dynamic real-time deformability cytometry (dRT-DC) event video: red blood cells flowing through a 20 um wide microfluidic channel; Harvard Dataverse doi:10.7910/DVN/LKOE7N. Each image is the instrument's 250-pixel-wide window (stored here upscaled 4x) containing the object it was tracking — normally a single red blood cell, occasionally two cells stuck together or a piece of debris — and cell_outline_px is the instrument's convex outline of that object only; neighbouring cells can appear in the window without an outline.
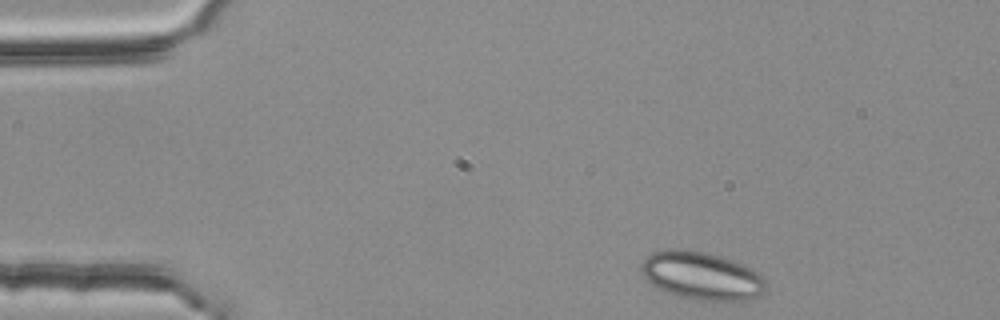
{"species": "common noctule bat (a hibernating species)", "species_latin": "Nyctalus noctula", "temperature_condition": "room temperature", "stored_images_in_passage": 44, "camera_frame_rate_fps": 3000, "um_per_image_px": 0.085, "animal": {"sex": "female", "body_mass_g": 25.1}, "frame": {"image": 1, "passage_image": 1, "time_ms": 0.0, "image_size_px": [1000, 320], "cell_outline_px": [[768, 284], [764, 292], [756, 296], [744, 300], [692, 300], [676, 296], [656, 288], [640, 272], [640, 264], [652, 252], [676, 248], [684, 248], [704, 252], [732, 260], [752, 268]], "centroid_in_image_um": [59.6, 23.44], "position_along_channel_um": 25.4, "area_um2": 34.85}}
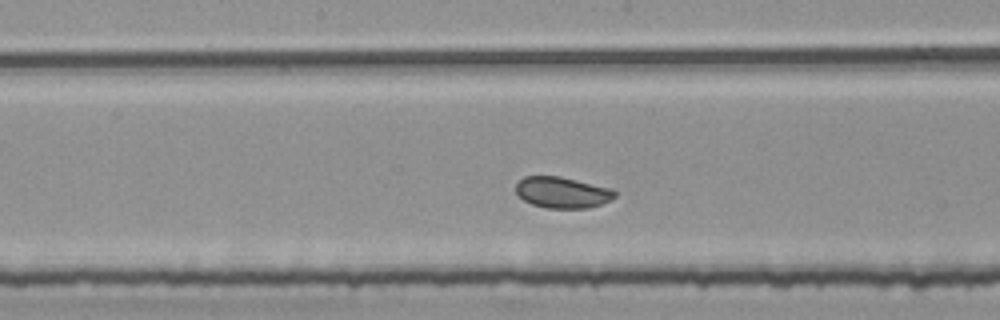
{"frame": {"image": 2, "passage_image": 21, "time_ms": 6.667, "image_size_px": [1000, 320], "cell_outline_px": [[616, 196], [612, 200], [588, 208], [548, 208], [532, 204], [524, 200], [516, 192], [516, 184], [524, 176], [560, 176], [612, 188], [616, 192]], "centroid_in_image_um": [47.82, 16.35], "position_along_channel_um": 200.4, "area_um2": 17.98}}
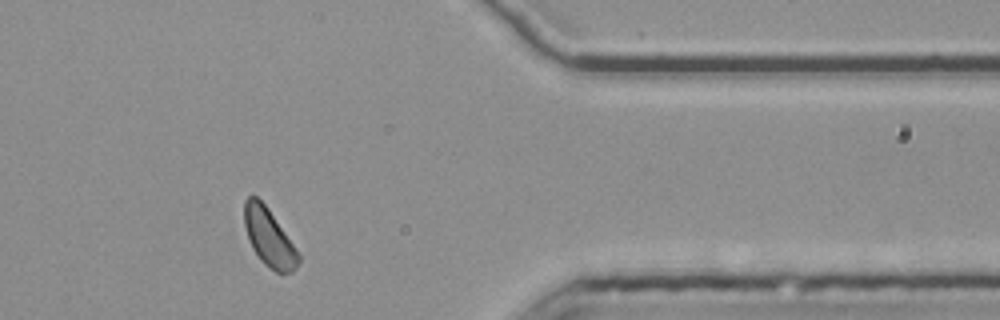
{"frame": {"image": 3, "passage_image": 38, "time_ms": 12.333, "image_size_px": [1000, 320], "cell_outline_px": [[300, 260], [296, 268], [292, 272], [276, 272], [268, 268], [260, 260], [252, 248], [244, 224], [244, 200], [252, 192], [268, 208], [300, 256]], "centroid_in_image_um": [22.83, 20.17], "position_along_channel_um": 388.6, "area_um2": 17.98}, "authors_computed_cell_mechanics": {"area_um2": 18.2937, "velocity_mm_per_s": 3.7078, "shape_relaxation_time_tau1_ms": 1.4831, "shape_relaxation_time_tau2_ms": 8.6387, "deformation_change_tau1": 0.0205, "deformation_change_tau2": 0.0972}}